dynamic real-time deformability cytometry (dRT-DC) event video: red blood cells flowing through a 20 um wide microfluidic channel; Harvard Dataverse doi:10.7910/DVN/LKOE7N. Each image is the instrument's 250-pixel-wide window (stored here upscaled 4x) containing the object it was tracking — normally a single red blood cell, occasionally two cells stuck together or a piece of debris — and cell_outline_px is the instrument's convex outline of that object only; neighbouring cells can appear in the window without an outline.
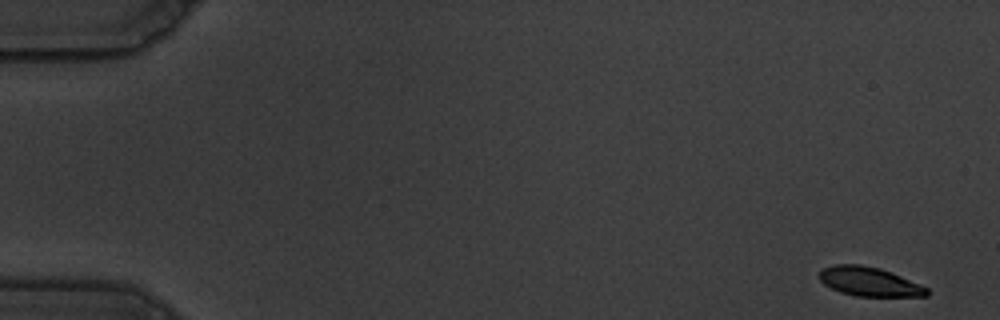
{"species": "common noctule bat (a hibernating species)", "species_latin": "Nyctalus noctula", "temperature_condition": "warm", "stored_images_in_passage": 56, "camera_frame_rate_fps": 3000, "um_per_image_px": 0.085, "animal": {"sex": "male", "body_mass_g": 19.5, "forearm_length_mm": 54.6}, "frame": {"image": 1, "passage_image": 1, "time_ms": 0.0, "image_size_px": [1000, 320], "cell_outline_px": [[928, 296], [856, 296], [840, 292], [824, 284], [820, 280], [820, 272], [824, 268], [836, 264], [860, 264], [880, 268], [892, 272], [920, 284], [928, 288]], "centroid_in_image_um": [73.91, 23.93], "position_along_channel_um": 11.1, "area_um2": 18.15}}
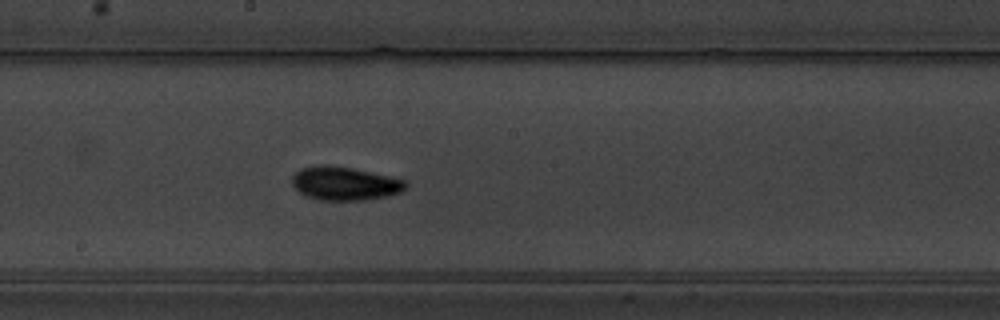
{"frame": {"image": 2, "passage_image": 31, "time_ms": 10.0, "image_size_px": [1000, 320], "cell_outline_px": [[408, 184], [400, 192], [388, 196], [364, 200], [320, 200], [304, 196], [292, 184], [292, 176], [300, 168], [316, 164], [328, 164], [352, 168], [388, 176], [404, 180]], "centroid_in_image_um": [29.25, 15.59], "position_along_channel_um": 218.9, "area_um2": 22.25}}
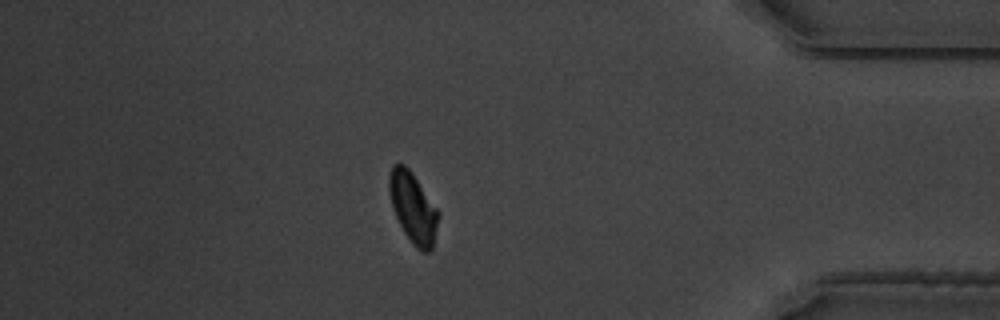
{"frame": {"image": 3, "passage_image": 49, "time_ms": 16.0, "image_size_px": [1000, 320], "cell_outline_px": [[440, 216], [432, 248], [428, 252], [420, 252], [412, 244], [404, 232], [392, 208], [388, 188], [388, 176], [392, 164], [404, 164], [412, 172], [440, 212]], "centroid_in_image_um": [35.11, 17.65], "position_along_channel_um": 400.1, "area_um2": 20.4}, "authors_computed_cell_mechanics": {"area_um2": 20.4612, "velocity_mm_per_s": 3.5519, "shape_relaxation_time_tau1_ms": 3.0782, "shape_relaxation_time_tau2_ms": 2.6749, "deformation_change_tau1": 0.1309, "deformation_change_tau2": 0.0639}}